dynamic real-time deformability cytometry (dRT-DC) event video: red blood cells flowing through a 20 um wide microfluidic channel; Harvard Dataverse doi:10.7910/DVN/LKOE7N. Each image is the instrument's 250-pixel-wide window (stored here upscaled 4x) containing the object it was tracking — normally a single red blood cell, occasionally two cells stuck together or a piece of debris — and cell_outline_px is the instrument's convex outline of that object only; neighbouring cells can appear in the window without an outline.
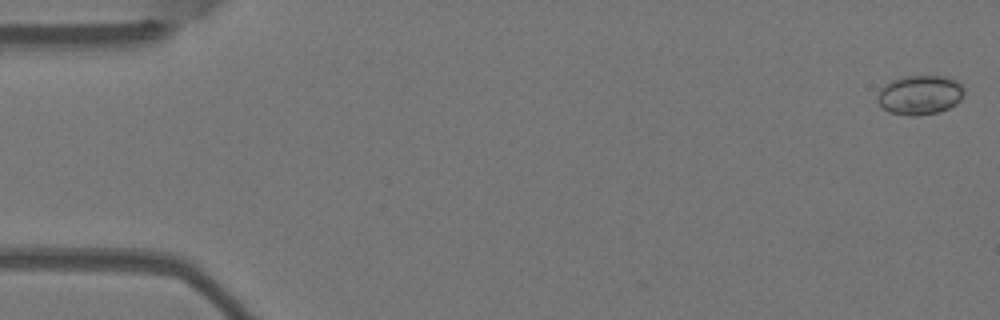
{"species": "Egyptian fruit bat (a non-hibernating species)", "species_latin": "Rousettus aegyptiacus", "temperature_condition": "warm", "stored_images_in_passage": 5, "camera_frame_rate_fps": 3000, "um_per_image_px": 0.085, "animal": {"sex": "female"}, "frame": {"image": 1, "passage_image": 1, "time_ms": 0.0, "image_size_px": [1000, 320], "cell_outline_px": [[964, 96], [956, 104], [940, 112], [916, 116], [908, 116], [888, 112], [876, 100], [876, 96], [880, 88], [884, 84], [892, 80], [904, 76], [944, 76], [956, 80], [964, 88]], "centroid_in_image_um": [78.18, 8.07], "position_along_channel_um": 6.8, "area_um2": 20.17}}
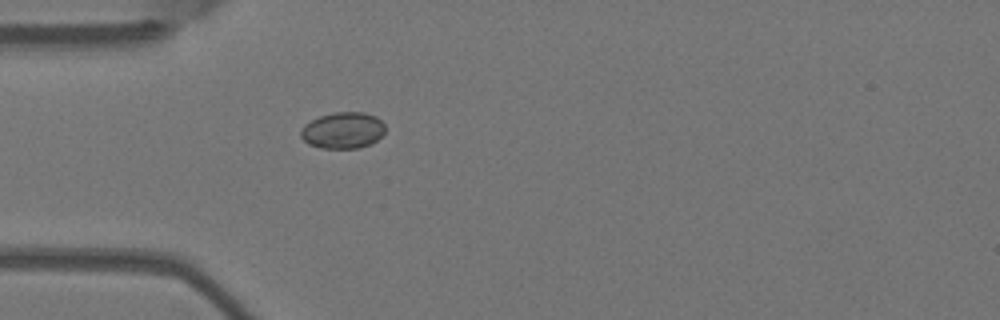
{"frame": {"image": 2, "passage_image": 5, "time_ms": 1.333, "image_size_px": [1000, 320], "cell_outline_px": [[384, 132], [372, 144], [360, 148], [324, 148], [308, 144], [300, 136], [300, 132], [304, 124], [320, 116], [332, 112], [364, 112], [376, 116], [384, 124]], "centroid_in_image_um": [29.14, 11.08], "position_along_channel_um": 55.9, "area_um2": 17.92}}